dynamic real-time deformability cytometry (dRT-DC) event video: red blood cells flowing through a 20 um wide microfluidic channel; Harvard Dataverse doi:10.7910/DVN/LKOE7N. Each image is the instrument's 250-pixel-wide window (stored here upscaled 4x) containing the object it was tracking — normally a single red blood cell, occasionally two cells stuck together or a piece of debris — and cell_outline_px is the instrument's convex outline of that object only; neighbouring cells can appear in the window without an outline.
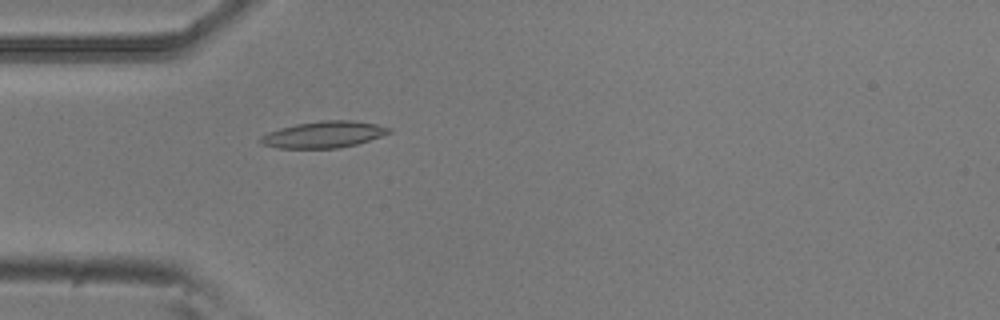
{"species": "common noctule bat (a hibernating species)", "species_latin": "Nyctalus noctula", "temperature_condition": "room temperature", "stored_images_in_passage": 1, "camera_frame_rate_fps": 3000, "um_per_image_px": 0.085, "animal": {"sex": "male", "body_mass_g": 20.5, "forearm_length_mm": 52.5}, "frame": {"image": 1, "passage_image": 1, "time_ms": 0.0, "image_size_px": [1000, 320], "cell_outline_px": [[392, 132], [356, 144], [340, 148], [276, 148], [260, 144], [256, 140], [260, 136], [268, 132], [280, 128], [296, 124], [320, 120], [352, 120], [376, 124], [392, 128]], "centroid_in_image_um": [27.46, 11.43], "position_along_channel_um": 57.5, "area_um2": 20.0}}